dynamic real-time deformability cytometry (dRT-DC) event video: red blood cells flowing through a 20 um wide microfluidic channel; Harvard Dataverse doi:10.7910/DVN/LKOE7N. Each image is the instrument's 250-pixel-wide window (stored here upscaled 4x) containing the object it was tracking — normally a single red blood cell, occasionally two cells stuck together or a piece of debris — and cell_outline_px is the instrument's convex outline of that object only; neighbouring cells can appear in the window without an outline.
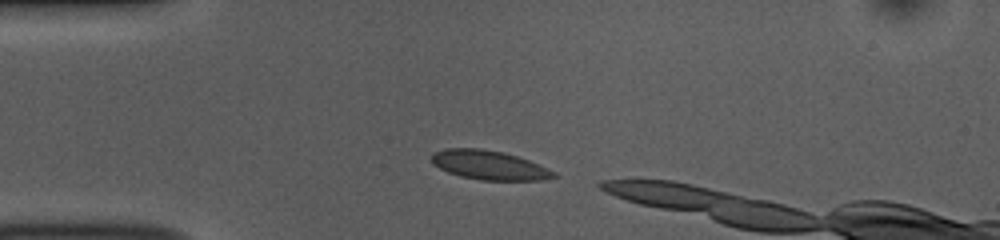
{"species": "common noctule bat (a hibernating species)", "species_latin": "Nyctalus noctula", "temperature_condition": "room temperature", "stored_images_in_passage": 8, "camera_frame_rate_fps": 3000, "um_per_image_px": 0.085, "animal": {"sex": "female", "body_mass_g": 10.0, "forearm_length_mm": 53.1}, "frame": {"image": 1, "passage_image": 2, "time_ms": 0.333, "image_size_px": [1000, 240], "cell_outline_px": [[560, 176], [540, 180], [480, 180], [460, 176], [448, 172], [432, 164], [432, 152], [444, 148], [480, 148], [504, 152], [528, 160], [548, 168], [556, 172]], "centroid_in_image_um": [41.57, 14.03], "position_along_channel_um": 43.4, "area_um2": 20.87}}
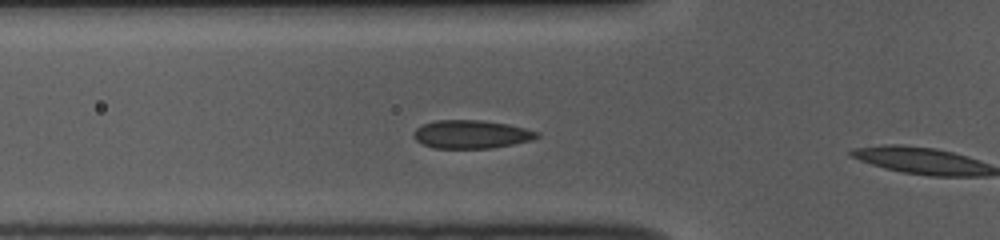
{"frame": {"image": 2, "passage_image": 7, "time_ms": 2.0, "image_size_px": [1000, 240], "cell_outline_px": [[540, 136], [532, 140], [492, 148], [436, 148], [420, 144], [412, 136], [412, 132], [416, 128], [424, 124], [436, 120], [480, 120], [508, 124], [540, 132]], "centroid_in_image_um": [40.04, 11.41], "position_along_channel_um": 85.8, "area_um2": 20.4}}